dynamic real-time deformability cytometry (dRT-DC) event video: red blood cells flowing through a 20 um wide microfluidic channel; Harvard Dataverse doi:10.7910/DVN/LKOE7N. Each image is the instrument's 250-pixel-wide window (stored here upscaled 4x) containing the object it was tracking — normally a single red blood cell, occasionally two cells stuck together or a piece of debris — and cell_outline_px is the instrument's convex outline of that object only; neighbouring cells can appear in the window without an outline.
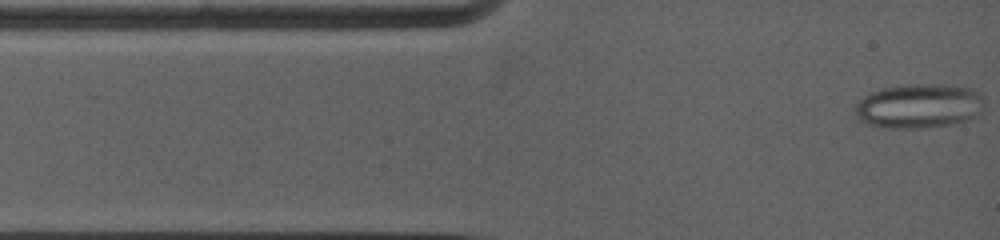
{"species": "common noctule bat (a hibernating species)", "species_latin": "Nyctalus noctula", "temperature_condition": "warm", "stored_images_in_passage": 80, "segment_of_instrument_passage": [1, 2], "camera_frame_rate_fps": 5000, "um_per_image_px": 0.085, "animal": {"sex": "female", "body_mass_g": 19.0, "forearm_length_mm": 53.3}, "frame": {"image": 1, "passage_image": 1, "time_ms": 0.0, "image_size_px": [1000, 240], "cell_outline_px": [[984, 104], [980, 112], [976, 116], [968, 120], [948, 124], [920, 128], [892, 128], [868, 124], [860, 120], [856, 112], [856, 104], [864, 96], [880, 88], [908, 84], [944, 84], [968, 88], [980, 92], [984, 96]], "centroid_in_image_um": [78.15, 8.99], "position_along_channel_um": 6.9, "area_um2": 33.41}}
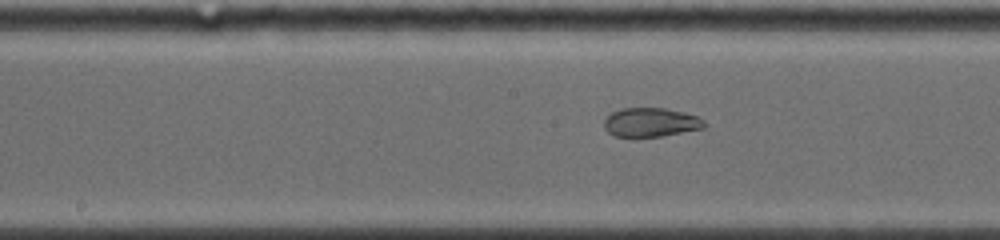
{"frame": {"image": 2, "passage_image": 31, "time_ms": 6.0, "image_size_px": [1000, 240], "cell_outline_px": [[708, 124], [704, 128], [660, 136], [616, 136], [608, 132], [604, 128], [604, 120], [612, 112], [620, 108], [664, 108], [684, 112], [696, 116], [704, 120]], "centroid_in_image_um": [55.33, 10.38], "position_along_channel_um": 192.9, "area_um2": 16.82}}
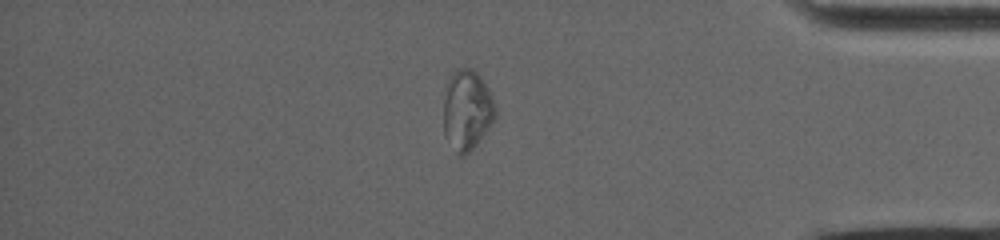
{"frame": {"image": 3, "passage_image": 61, "time_ms": 12.0, "image_size_px": [1000, 240], "cell_outline_px": [[496, 116], [488, 128], [476, 144], [464, 156], [460, 156], [456, 152], [444, 132], [444, 100], [448, 80], [452, 72], [456, 68], [472, 68], [480, 76], [488, 88], [496, 104]], "centroid_in_image_um": [39.71, 9.31], "position_along_channel_um": 395.5, "area_um2": 23.99}}